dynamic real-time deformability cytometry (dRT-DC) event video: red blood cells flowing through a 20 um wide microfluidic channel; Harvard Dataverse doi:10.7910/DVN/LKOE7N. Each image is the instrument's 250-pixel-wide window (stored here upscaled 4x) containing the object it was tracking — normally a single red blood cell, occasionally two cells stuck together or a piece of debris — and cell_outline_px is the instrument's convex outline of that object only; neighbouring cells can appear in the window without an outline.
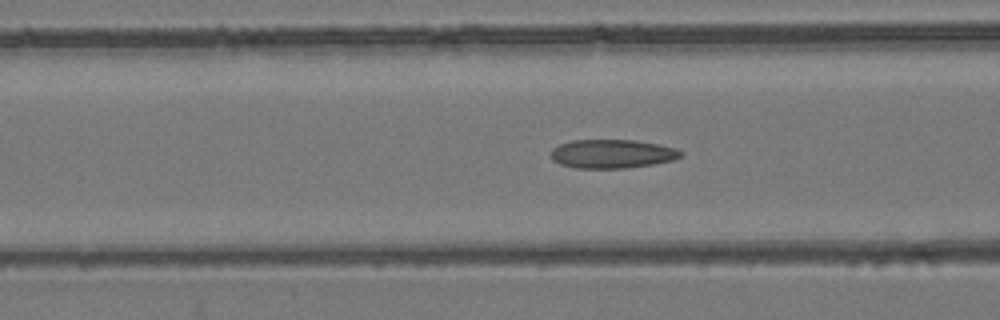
{"species": "common noctule bat (a hibernating species)", "species_latin": "Nyctalus noctula", "temperature_condition": "room temperature", "stored_images_in_passage": 53, "camera_frame_rate_fps": 3000, "um_per_image_px": 0.085, "animal": {"sex": "female", "body_mass_g": 24.6, "forearm_length_mm": 56.2}, "frame": {"image": 1, "passage_image": 21, "time_ms": 6.667, "image_size_px": [1000, 320], "cell_outline_px": [[684, 152], [680, 156], [672, 160], [652, 164], [624, 168], [576, 168], [560, 164], [552, 160], [552, 148], [560, 144], [572, 140], [636, 140], [660, 144], [676, 148]], "centroid_in_image_um": [52.03, 13.07], "position_along_channel_um": 114.6, "area_um2": 21.73}}
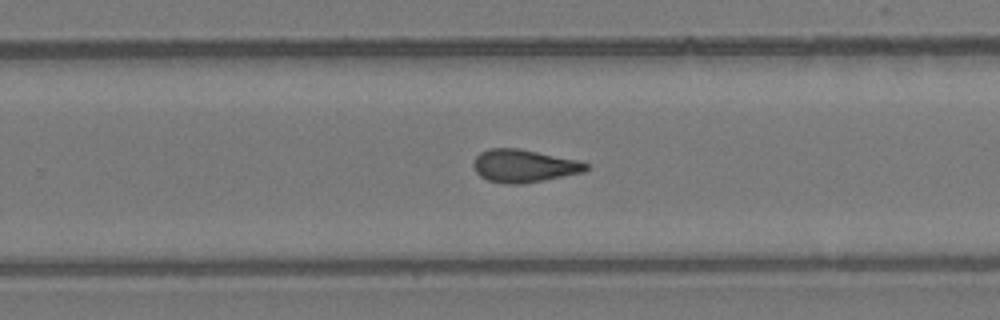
{"frame": {"image": 2, "passage_image": 34, "time_ms": 11.0, "image_size_px": [1000, 320], "cell_outline_px": [[588, 168], [584, 172], [544, 180], [520, 184], [508, 184], [488, 180], [480, 176], [476, 172], [472, 164], [476, 156], [480, 152], [488, 148], [516, 148], [576, 160], [588, 164]], "centroid_in_image_um": [44.49, 14.1], "position_along_channel_um": 285.3, "area_um2": 21.27}}
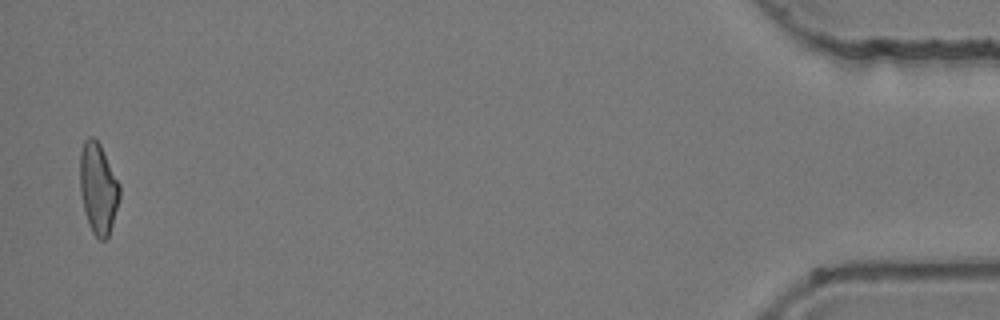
{"frame": {"image": 3, "passage_image": 52, "time_ms": 17.0, "image_size_px": [1000, 320], "cell_outline_px": [[120, 196], [112, 224], [108, 236], [104, 240], [100, 240], [92, 232], [88, 224], [80, 192], [80, 152], [84, 140], [88, 136], [92, 136], [100, 144], [120, 184]], "centroid_in_image_um": [8.34, 15.99], "position_along_channel_um": 426.9, "area_um2": 20.92}, "authors_computed_cell_mechanics": {"area_um2": 21.4438, "velocity_mm_per_s": 3.9388, "shape_relaxation_time_tau1_ms": null, "shape_relaxation_time_tau2_ms": 2.5468, "deformation_change_tau1": null, "deformation_change_tau2": 0.103}}